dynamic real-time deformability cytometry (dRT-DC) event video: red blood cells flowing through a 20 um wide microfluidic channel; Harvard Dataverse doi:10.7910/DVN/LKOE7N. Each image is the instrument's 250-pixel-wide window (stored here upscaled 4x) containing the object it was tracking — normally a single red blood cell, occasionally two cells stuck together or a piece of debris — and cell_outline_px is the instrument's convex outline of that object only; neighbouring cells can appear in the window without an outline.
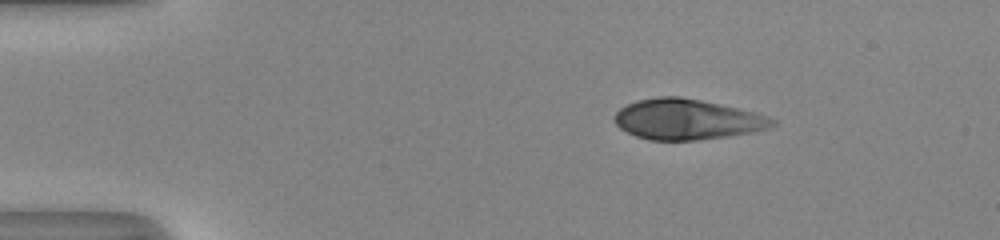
{"species": "human", "species_latin": "Homo sapiens", "temperature_condition": "room temperature", "stored_images_in_passage": 44, "camera_frame_rate_fps": 3000, "um_per_image_px": 0.085, "donor": {"sex": "male"}, "frame": {"image": 1, "passage_image": 1, "time_ms": 0.0, "image_size_px": [1000, 240], "cell_outline_px": [[776, 124], [768, 128], [752, 132], [728, 136], [696, 140], [648, 140], [636, 136], [620, 128], [616, 124], [616, 112], [620, 108], [636, 100], [656, 96], [680, 96], [720, 104], [768, 116], [776, 120]], "centroid_in_image_um": [58.39, 10.14], "position_along_channel_um": 26.6, "area_um2": 36.99}}
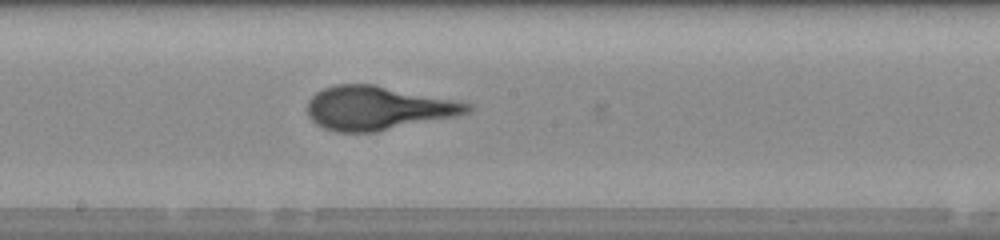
{"frame": {"image": 2, "passage_image": 21, "time_ms": 6.667, "image_size_px": [1000, 240], "cell_outline_px": [[472, 112], [456, 116], [376, 132], [336, 132], [324, 128], [316, 124], [308, 116], [308, 100], [316, 92], [324, 88], [336, 84], [372, 84], [472, 104]], "centroid_in_image_um": [32.08, 9.2], "position_along_channel_um": 216.1, "area_um2": 40.52}}
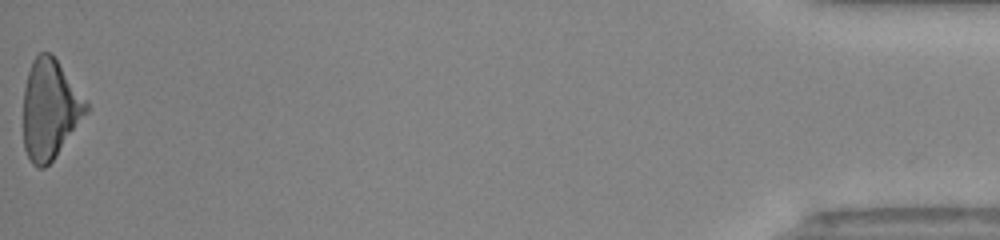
{"frame": {"image": 3, "passage_image": 44, "time_ms": 14.333, "image_size_px": [1000, 240], "cell_outline_px": [[88, 112], [52, 160], [44, 168], [36, 168], [32, 164], [24, 148], [24, 88], [28, 72], [32, 60], [40, 52], [52, 52], [88, 100]], "centroid_in_image_um": [4.26, 9.24], "position_along_channel_um": 430.9, "area_um2": 36.65}}